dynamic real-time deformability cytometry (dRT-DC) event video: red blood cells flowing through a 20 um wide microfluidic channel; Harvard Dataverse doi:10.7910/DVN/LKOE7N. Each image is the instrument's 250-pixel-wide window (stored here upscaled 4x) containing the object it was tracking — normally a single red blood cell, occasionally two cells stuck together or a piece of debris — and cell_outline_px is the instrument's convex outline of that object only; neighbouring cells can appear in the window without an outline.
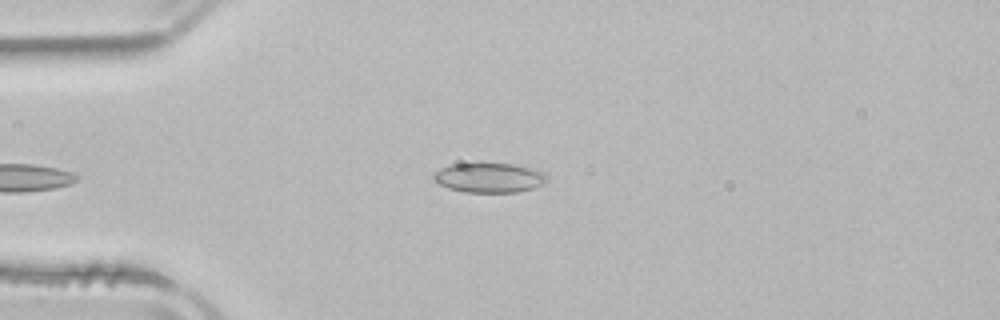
{"species": "common noctule bat (a hibernating species)", "species_latin": "Nyctalus noctula", "temperature_condition": "room temperature", "stored_images_in_passage": 4, "camera_frame_rate_fps": 3000, "um_per_image_px": 0.085, "animal": {"sex": "male", "body_mass_g": 21.5, "forearm_length_mm": 52.0}, "frame": {"image": 1, "passage_image": 4, "time_ms": 4.0, "image_size_px": [1000, 320], "cell_outline_px": [[548, 180], [532, 188], [516, 192], [464, 192], [448, 188], [432, 180], [432, 176], [440, 168], [448, 164], [472, 160], [480, 160], [512, 164], [536, 168], [544, 172], [548, 176]], "centroid_in_image_um": [41.53, 15.03], "position_along_channel_um": 43.5, "area_um2": 20.63}}